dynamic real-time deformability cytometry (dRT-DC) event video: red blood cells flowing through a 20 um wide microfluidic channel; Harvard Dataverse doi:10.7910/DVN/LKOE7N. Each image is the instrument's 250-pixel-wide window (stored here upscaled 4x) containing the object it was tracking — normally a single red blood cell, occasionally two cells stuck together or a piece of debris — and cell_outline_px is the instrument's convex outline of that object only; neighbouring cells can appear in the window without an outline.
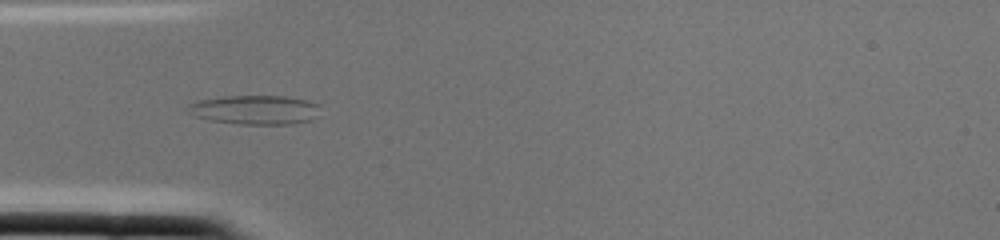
{"species": "common noctule bat (a hibernating species)", "species_latin": "Nyctalus noctula", "temperature_condition": "cold", "stored_images_in_passage": 2, "camera_frame_rate_fps": 3000, "um_per_image_px": 0.085, "animal": {"sex": "female", "body_mass_g": 22.0, "forearm_length_mm": 56.7}, "frame": {"image": 1, "passage_image": 2, "time_ms": 0.333, "image_size_px": [1000, 240], "cell_outline_px": [[320, 104], [312, 120], [292, 124], [236, 124], [208, 120], [196, 116], [184, 108], [188, 104], [200, 100], [224, 96], [288, 96], [308, 100]], "centroid_in_image_um": [21.66, 9.33], "position_along_channel_um": 63.3, "area_um2": 22.6}}